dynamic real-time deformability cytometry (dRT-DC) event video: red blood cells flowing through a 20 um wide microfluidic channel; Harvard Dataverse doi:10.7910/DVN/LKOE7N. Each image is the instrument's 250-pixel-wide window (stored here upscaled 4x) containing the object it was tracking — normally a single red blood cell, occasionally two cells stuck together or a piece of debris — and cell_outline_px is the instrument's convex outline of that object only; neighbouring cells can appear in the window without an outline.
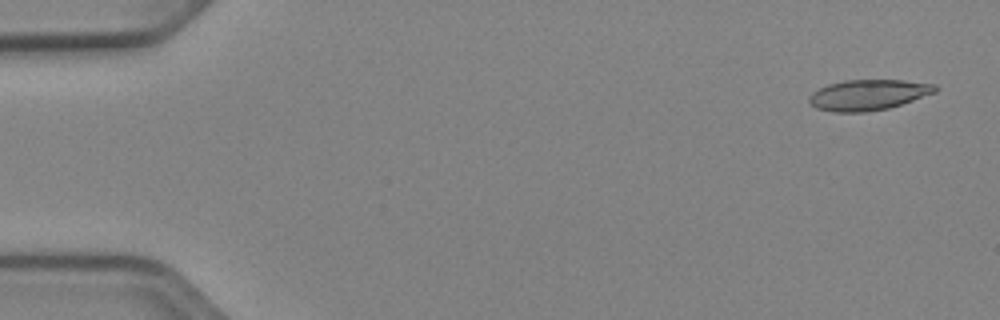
{"species": "Egyptian fruit bat (a non-hibernating species)", "species_latin": "Rousettus aegyptiacus", "temperature_condition": "cold", "stored_images_in_passage": 51, "camera_frame_rate_fps": 3000, "um_per_image_px": 0.085, "animal": {"sex": "female"}, "frame": {"image": 1, "passage_image": 3, "time_ms": 0.667, "image_size_px": [1000, 320], "cell_outline_px": [[940, 88], [936, 92], [888, 108], [864, 112], [832, 112], [816, 108], [808, 100], [808, 96], [812, 92], [828, 84], [844, 80], [904, 80], [936, 84]], "centroid_in_image_um": [73.8, 8.05], "position_along_channel_um": 11.2, "area_um2": 22.48}}
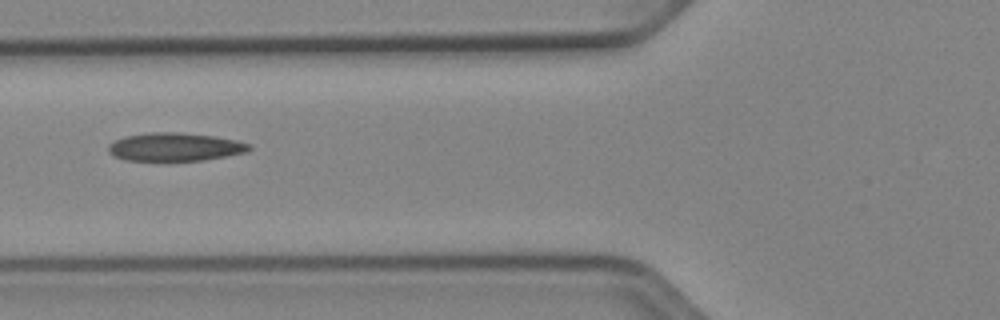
{"frame": {"image": 2, "passage_image": 21, "time_ms": 6.667, "image_size_px": [1000, 320], "cell_outline_px": [[252, 148], [248, 152], [228, 156], [204, 160], [124, 160], [112, 156], [108, 152], [108, 144], [124, 136], [148, 132], [180, 132], [216, 136], [236, 140], [252, 144]], "centroid_in_image_um": [14.89, 12.48], "position_along_channel_um": 110.9, "area_um2": 23.47}}
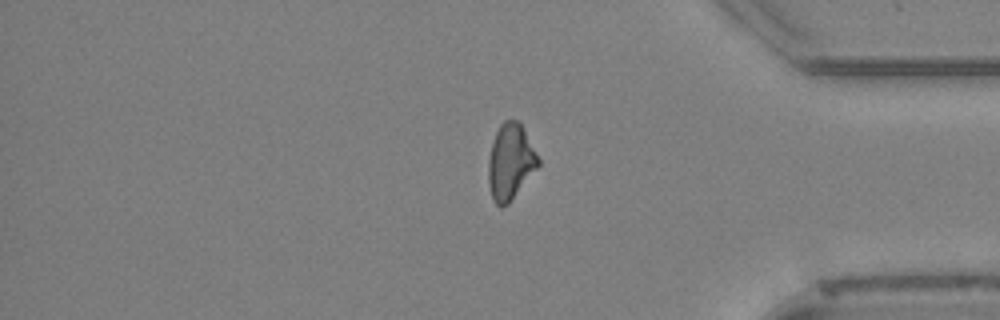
{"frame": {"image": 3, "passage_image": 44, "time_ms": 14.333, "image_size_px": [1000, 320], "cell_outline_px": [[540, 164], [508, 204], [500, 208], [492, 200], [488, 184], [488, 160], [492, 144], [496, 132], [500, 124], [504, 120], [520, 120], [540, 160]], "centroid_in_image_um": [43.37, 13.75], "position_along_channel_um": 391.8, "area_um2": 22.08}, "authors_computed_cell_mechanics": {"area_um2": 22.4264, "velocity_mm_per_s": 3.9217, "shape_relaxation_time_tau1_ms": null, "shape_relaxation_time_tau2_ms": 11.3997, "deformation_change_tau1": null, "deformation_change_tau2": 0.2216}}